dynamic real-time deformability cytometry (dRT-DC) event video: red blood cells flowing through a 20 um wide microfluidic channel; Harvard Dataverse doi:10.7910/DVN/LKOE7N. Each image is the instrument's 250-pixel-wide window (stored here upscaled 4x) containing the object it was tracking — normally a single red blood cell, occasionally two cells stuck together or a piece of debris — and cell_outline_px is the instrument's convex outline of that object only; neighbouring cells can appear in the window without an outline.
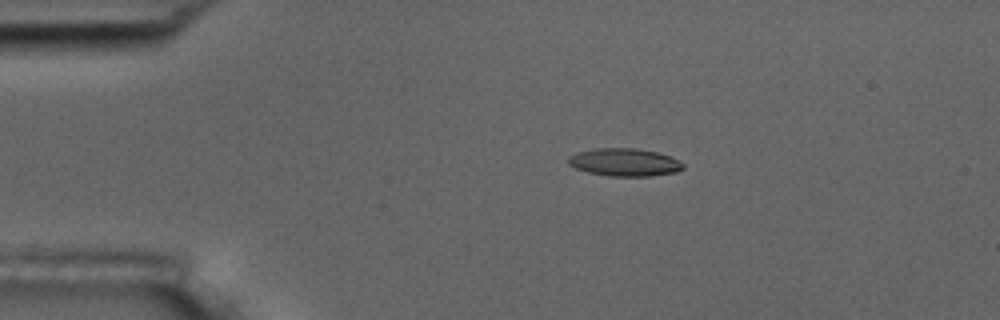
{"species": "common noctule bat (a hibernating species)", "species_latin": "Nyctalus noctula", "temperature_condition": "room temperature", "stored_images_in_passage": 5, "camera_frame_rate_fps": 3000, "um_per_image_px": 0.085, "animal": {"sex": "male", "body_mass_g": 17.5, "forearm_length_mm": 52.3}, "frame": {"image": 1, "passage_image": 4, "time_ms": 1.0, "image_size_px": [1000, 320], "cell_outline_px": [[684, 168], [676, 172], [648, 176], [612, 176], [588, 172], [576, 168], [568, 164], [568, 156], [576, 152], [596, 148], [636, 148], [660, 152], [684, 164]], "centroid_in_image_um": [53.06, 13.78], "position_along_channel_um": 31.9, "area_um2": 18.55}}